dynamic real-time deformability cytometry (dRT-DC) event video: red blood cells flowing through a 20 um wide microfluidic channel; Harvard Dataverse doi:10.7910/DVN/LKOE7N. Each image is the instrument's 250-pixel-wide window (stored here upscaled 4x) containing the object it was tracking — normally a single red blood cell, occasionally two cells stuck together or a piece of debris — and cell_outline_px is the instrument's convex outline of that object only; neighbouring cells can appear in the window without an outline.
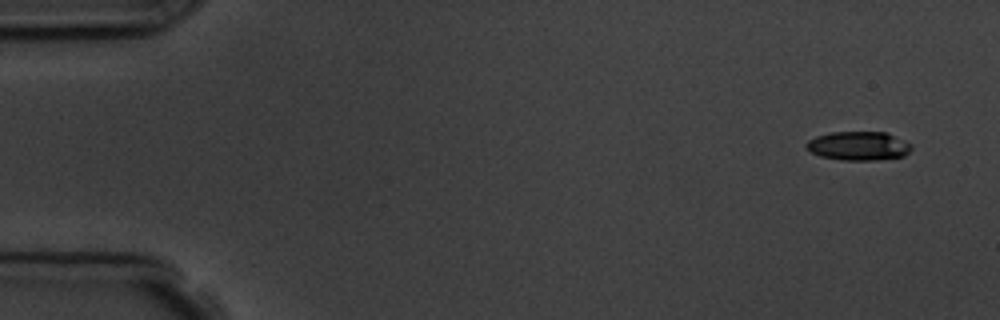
{"species": "common noctule bat (a hibernating species)", "species_latin": "Nyctalus noctula", "temperature_condition": "room temperature", "stored_images_in_passage": 4, "camera_frame_rate_fps": 3000, "um_per_image_px": 0.085, "animal": {"sex": "male", "body_mass_g": 19.5, "forearm_length_mm": 54.6}, "frame": {"image": 1, "passage_image": 1, "time_ms": 0.0, "image_size_px": [1000, 320], "cell_outline_px": [[912, 148], [904, 156], [876, 160], [840, 160], [820, 156], [812, 152], [804, 144], [808, 140], [816, 136], [832, 132], [888, 132], [912, 144]], "centroid_in_image_um": [72.99, 12.4], "position_along_channel_um": 12.0, "area_um2": 17.74}}
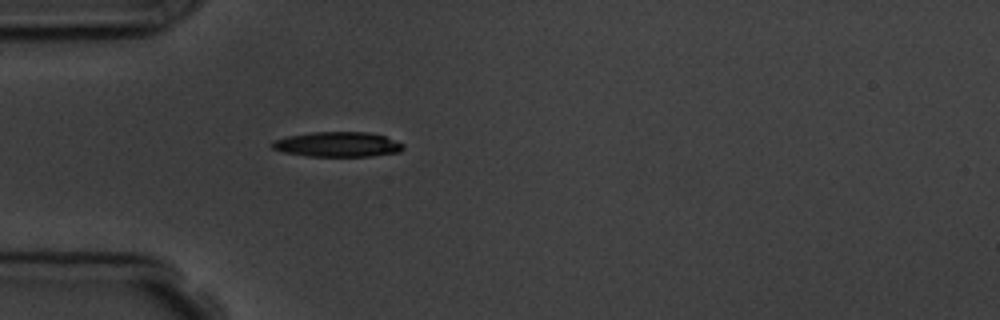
{"frame": {"image": 2, "passage_image": 4, "time_ms": 4.333, "image_size_px": [1000, 320], "cell_outline_px": [[404, 148], [400, 152], [372, 156], [308, 156], [284, 152], [272, 148], [272, 140], [288, 136], [312, 132], [368, 132], [384, 136], [404, 144]], "centroid_in_image_um": [28.71, 12.27], "position_along_channel_um": 56.3, "area_um2": 19.02}}